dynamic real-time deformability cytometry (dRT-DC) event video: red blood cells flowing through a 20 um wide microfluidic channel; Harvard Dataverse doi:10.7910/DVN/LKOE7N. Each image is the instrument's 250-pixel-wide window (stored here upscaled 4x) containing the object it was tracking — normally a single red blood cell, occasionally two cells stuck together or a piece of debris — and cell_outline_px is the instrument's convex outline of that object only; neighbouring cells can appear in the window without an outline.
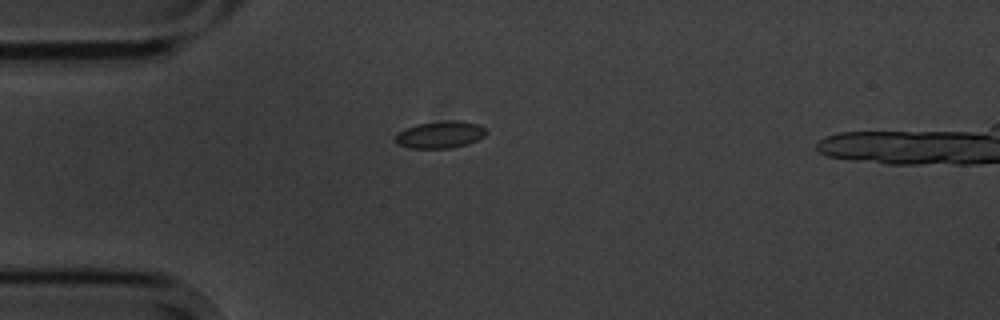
{"species": "common noctule bat (a hibernating species)", "species_latin": "Nyctalus noctula", "temperature_condition": "cold", "stored_images_in_passage": 12, "segment_of_instrument_passage": [1, 2], "camera_frame_rate_fps": 3000, "um_per_image_px": 0.085, "animal": {"sex": "male", "body_mass_g": 20.1, "forearm_length_mm": 53.5}, "frame": {"image": 1, "passage_image": 1, "time_ms": 0.0, "image_size_px": [1000, 320], "cell_outline_px": [[488, 132], [484, 136], [468, 144], [452, 148], [408, 148], [400, 144], [396, 140], [396, 132], [416, 124], [448, 120], [456, 120], [480, 124]], "centroid_in_image_um": [37.44, 11.44], "position_along_channel_um": 47.6, "area_um2": 14.33}}
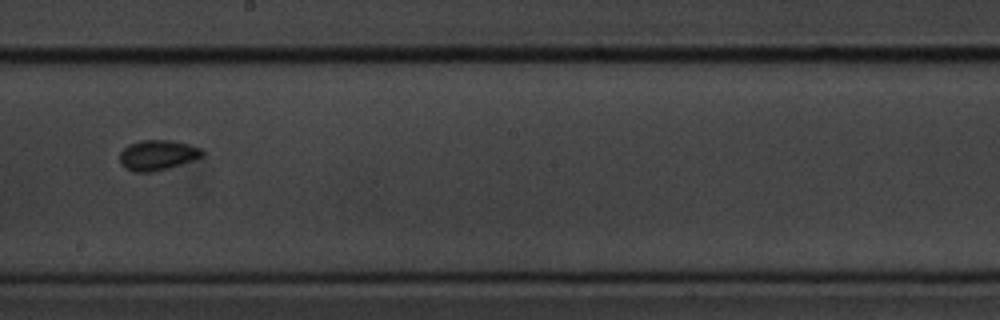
{"frame": {"image": 2, "passage_image": 6, "time_ms": 5.667, "image_size_px": [1000, 320], "cell_outline_px": [[204, 156], [168, 168], [152, 172], [136, 172], [124, 168], [120, 164], [120, 152], [128, 144], [140, 140], [172, 140], [188, 144], [200, 148], [204, 152]], "centroid_in_image_um": [13.37, 13.18], "position_along_channel_um": 234.8, "area_um2": 14.57}}
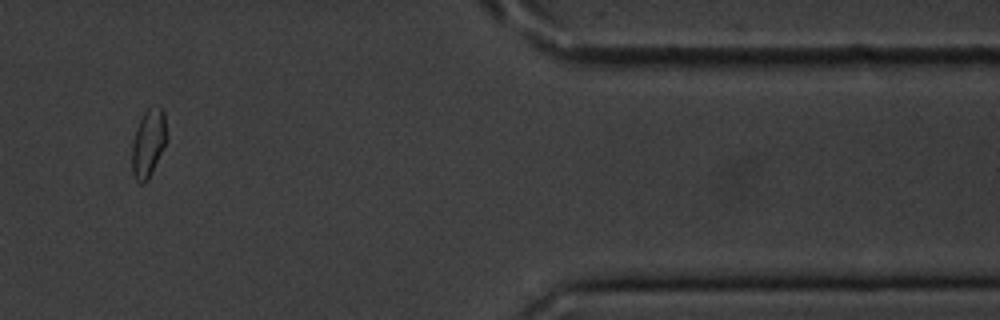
{"frame": {"image": 3, "passage_image": 10, "time_ms": 11.333, "image_size_px": [1000, 320], "cell_outline_px": [[168, 140], [148, 180], [144, 184], [140, 184], [136, 180], [132, 172], [132, 144], [136, 128], [144, 112], [148, 108], [160, 108], [164, 112]], "centroid_in_image_um": [12.62, 12.2], "position_along_channel_um": 398.8, "area_um2": 13.81}}